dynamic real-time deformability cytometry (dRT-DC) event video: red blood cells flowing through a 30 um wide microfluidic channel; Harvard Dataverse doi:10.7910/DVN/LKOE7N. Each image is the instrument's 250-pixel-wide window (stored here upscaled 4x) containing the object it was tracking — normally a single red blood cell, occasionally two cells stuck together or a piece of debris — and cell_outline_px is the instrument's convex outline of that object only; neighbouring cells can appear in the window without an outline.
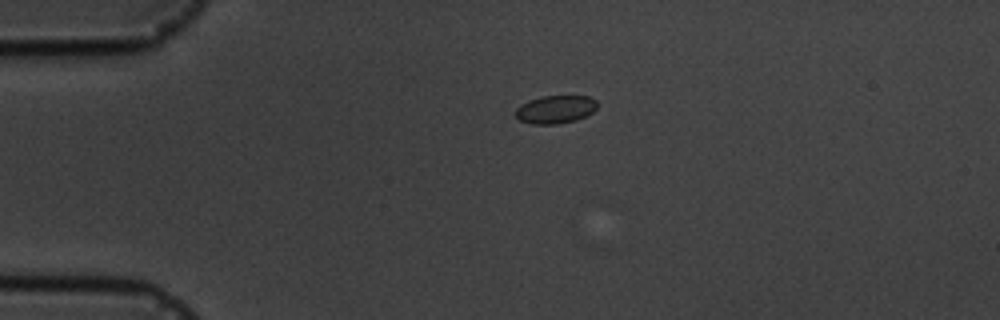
{"species": "common noctule bat (a hibernating species)", "species_latin": "Nyctalus noctula", "temperature_condition": "cold", "stored_images_in_passage": 5, "camera_frame_rate_fps": 3000, "um_per_image_px": 0.085, "animal": {"sex": "male", "body_mass_g": 19.5, "forearm_length_mm": 54.6}, "frame": {"image": 1, "passage_image": 2, "time_ms": 1.0, "image_size_px": [1000, 320], "cell_outline_px": [[596, 108], [592, 112], [576, 120], [556, 124], [532, 124], [520, 120], [516, 116], [516, 108], [520, 104], [528, 100], [540, 96], [588, 96], [596, 100]], "centroid_in_image_um": [47.18, 9.29], "position_along_channel_um": 37.8, "area_um2": 13.29}}
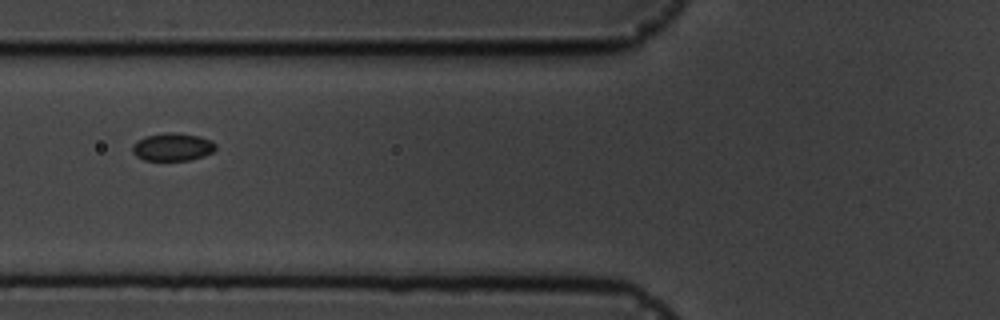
{"frame": {"image": 2, "passage_image": 4, "time_ms": 4.0, "image_size_px": [1000, 320], "cell_outline_px": [[216, 148], [212, 152], [204, 156], [188, 160], [144, 160], [136, 156], [132, 152], [132, 144], [144, 136], [164, 132], [172, 132], [200, 136], [212, 140], [216, 144]], "centroid_in_image_um": [14.66, 12.48], "position_along_channel_um": 111.1, "area_um2": 13.64}}
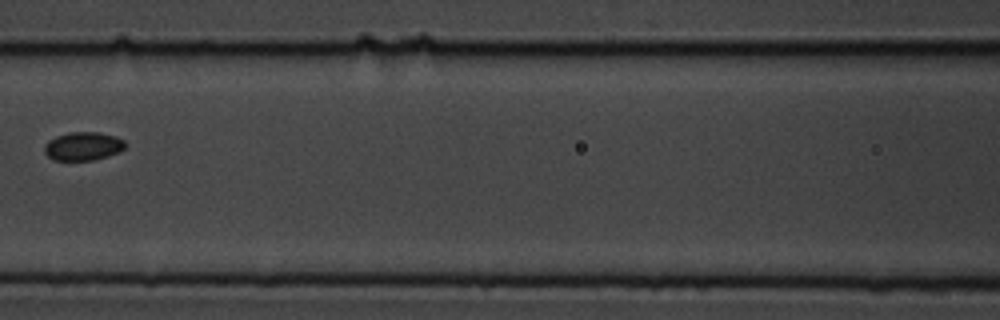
{"frame": {"image": 3, "passage_image": 5, "time_ms": 5.333, "image_size_px": [1000, 320], "cell_outline_px": [[128, 144], [120, 152], [108, 156], [92, 160], [52, 160], [44, 152], [44, 144], [48, 140], [56, 136], [68, 132], [96, 132], [116, 136], [124, 140]], "centroid_in_image_um": [7.07, 12.42], "position_along_channel_um": 159.5, "area_um2": 13.58}}